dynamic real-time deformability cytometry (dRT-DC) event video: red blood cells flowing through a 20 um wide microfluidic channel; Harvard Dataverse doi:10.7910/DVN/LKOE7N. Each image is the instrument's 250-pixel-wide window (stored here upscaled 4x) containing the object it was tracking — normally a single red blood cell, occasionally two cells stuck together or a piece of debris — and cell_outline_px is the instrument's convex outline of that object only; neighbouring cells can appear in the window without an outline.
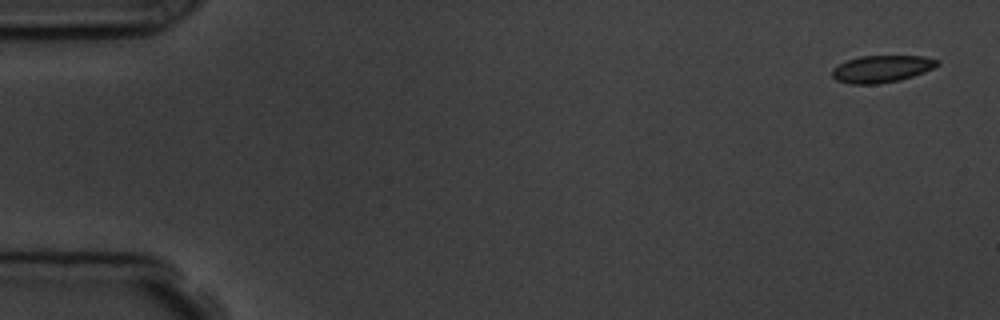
{"species": "common noctule bat (a hibernating species)", "species_latin": "Nyctalus noctula", "temperature_condition": "room temperature", "stored_images_in_passage": 4, "camera_frame_rate_fps": 3000, "um_per_image_px": 0.085, "animal": {"sex": "male", "body_mass_g": 19.5, "forearm_length_mm": 54.6}, "frame": {"image": 1, "passage_image": 1, "time_ms": 0.0, "image_size_px": [1000, 320], "cell_outline_px": [[940, 64], [924, 72], [900, 80], [876, 84], [852, 84], [836, 80], [832, 76], [832, 68], [848, 60], [860, 56], [924, 56], [940, 60]], "centroid_in_image_um": [74.95, 5.85], "position_along_channel_um": 10.0, "area_um2": 16.53}}
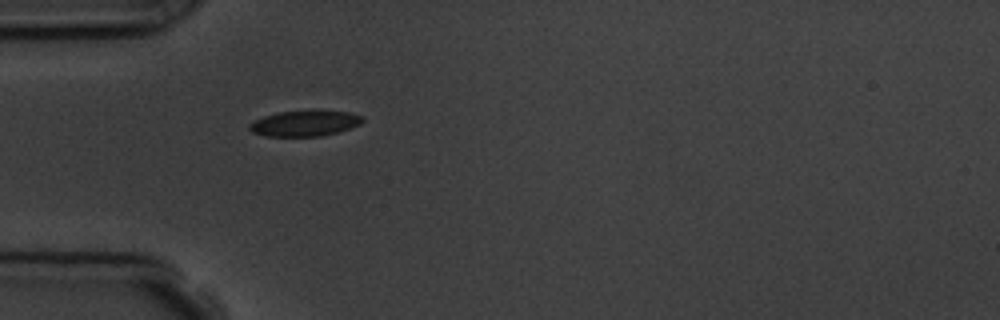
{"frame": {"image": 2, "passage_image": 4, "time_ms": 4.667, "image_size_px": [1000, 320], "cell_outline_px": [[364, 120], [360, 124], [336, 132], [320, 136], [268, 136], [252, 132], [248, 128], [248, 124], [264, 116], [280, 112], [312, 108], [320, 108], [348, 112], [364, 116]], "centroid_in_image_um": [25.94, 10.43], "position_along_channel_um": 59.1, "area_um2": 17.4}}